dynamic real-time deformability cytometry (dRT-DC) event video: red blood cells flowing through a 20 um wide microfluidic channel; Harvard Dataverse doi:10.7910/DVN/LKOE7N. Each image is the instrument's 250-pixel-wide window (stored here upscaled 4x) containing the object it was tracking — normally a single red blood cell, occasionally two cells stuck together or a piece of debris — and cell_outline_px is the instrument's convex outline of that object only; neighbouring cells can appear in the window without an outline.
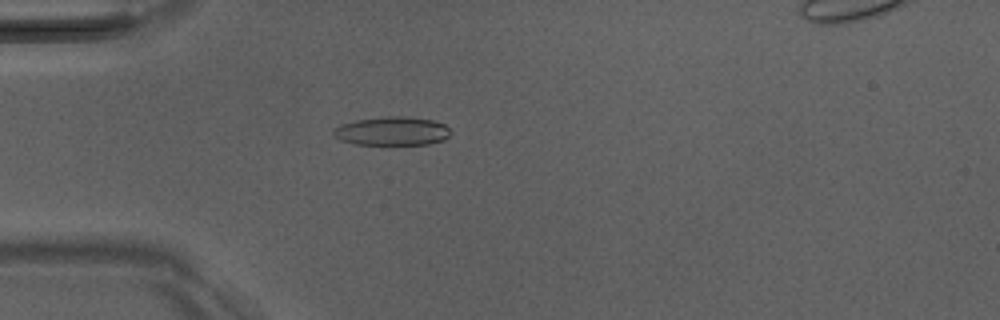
{"species": "Egyptian fruit bat (a non-hibernating species)", "species_latin": "Rousettus aegyptiacus", "temperature_condition": "room temperature", "stored_images_in_passage": 51, "camera_frame_rate_fps": 3000, "um_per_image_px": 0.085, "animal": {"sex": "male"}, "frame": {"image": 1, "passage_image": 15, "time_ms": 4.667, "image_size_px": [1000, 320], "cell_outline_px": [[452, 132], [444, 140], [428, 144], [392, 148], [356, 144], [340, 140], [332, 132], [336, 128], [344, 124], [356, 120], [388, 116], [400, 116], [432, 120], [444, 124]], "centroid_in_image_um": [33.36, 11.21], "position_along_channel_um": 51.6, "area_um2": 20.29}}
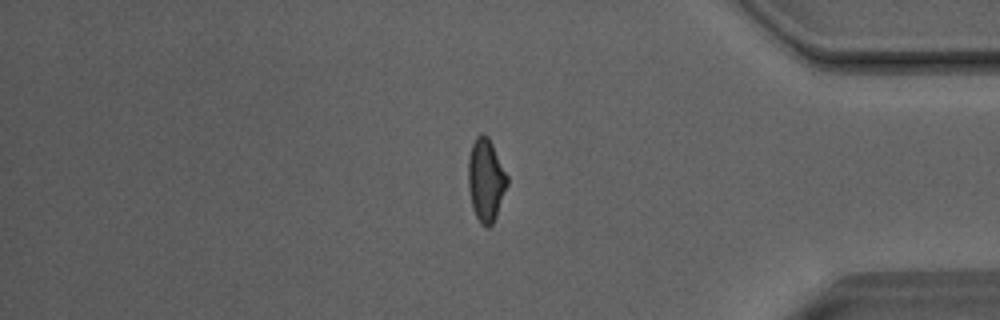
{"frame": {"image": 2, "passage_image": 43, "time_ms": 14.0, "image_size_px": [1000, 320], "cell_outline_px": [[508, 184], [496, 216], [492, 224], [488, 228], [484, 228], [480, 224], [472, 208], [468, 188], [468, 156], [472, 144], [476, 136], [480, 132], [484, 132], [488, 136], [508, 176]], "centroid_in_image_um": [41.28, 15.3], "position_along_channel_um": 393.9, "area_um2": 19.07}}
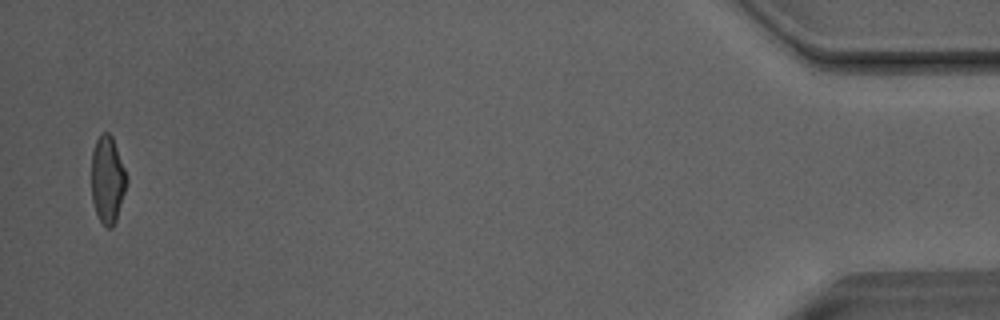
{"frame": {"image": 3, "passage_image": 50, "time_ms": 16.333, "image_size_px": [1000, 320], "cell_outline_px": [[128, 180], [116, 220], [112, 228], [108, 228], [100, 220], [96, 212], [92, 200], [92, 152], [96, 140], [104, 132], [108, 132], [112, 136], [124, 168]], "centroid_in_image_um": [9.14, 15.27], "position_along_channel_um": 426.1, "area_um2": 17.57}}